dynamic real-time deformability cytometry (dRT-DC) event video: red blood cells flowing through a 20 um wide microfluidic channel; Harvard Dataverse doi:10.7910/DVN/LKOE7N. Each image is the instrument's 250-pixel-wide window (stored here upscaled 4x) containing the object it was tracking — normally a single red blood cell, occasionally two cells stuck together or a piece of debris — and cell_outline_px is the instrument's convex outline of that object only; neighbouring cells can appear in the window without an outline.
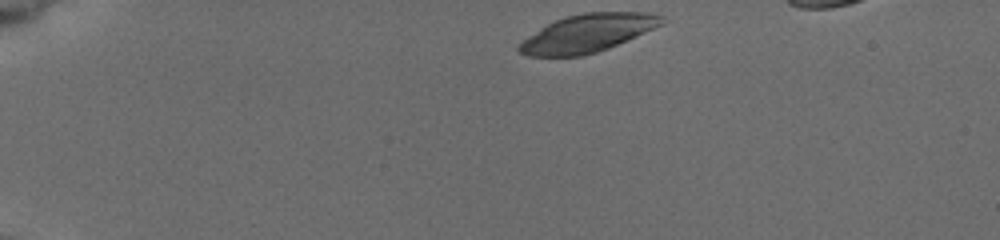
{"species": "common noctule bat (a hibernating species)", "species_latin": "Nyctalus noctula", "temperature_condition": "cold", "stored_images_in_passage": 5, "camera_frame_rate_fps": 3000, "um_per_image_px": 0.085, "animal": {"sex": "female", "body_mass_g": 19.5, "forearm_length_mm": 54.1}, "frame": {"image": 1, "passage_image": 1, "time_ms": 0.0, "image_size_px": [1000, 240], "cell_outline_px": [[668, 20], [664, 24], [608, 48], [596, 52], [580, 56], [528, 56], [520, 52], [516, 48], [524, 40], [540, 28], [564, 16], [584, 12], [648, 12], [664, 16]], "centroid_in_image_um": [50.0, 2.8], "position_along_channel_um": 35.0, "area_um2": 31.39}}